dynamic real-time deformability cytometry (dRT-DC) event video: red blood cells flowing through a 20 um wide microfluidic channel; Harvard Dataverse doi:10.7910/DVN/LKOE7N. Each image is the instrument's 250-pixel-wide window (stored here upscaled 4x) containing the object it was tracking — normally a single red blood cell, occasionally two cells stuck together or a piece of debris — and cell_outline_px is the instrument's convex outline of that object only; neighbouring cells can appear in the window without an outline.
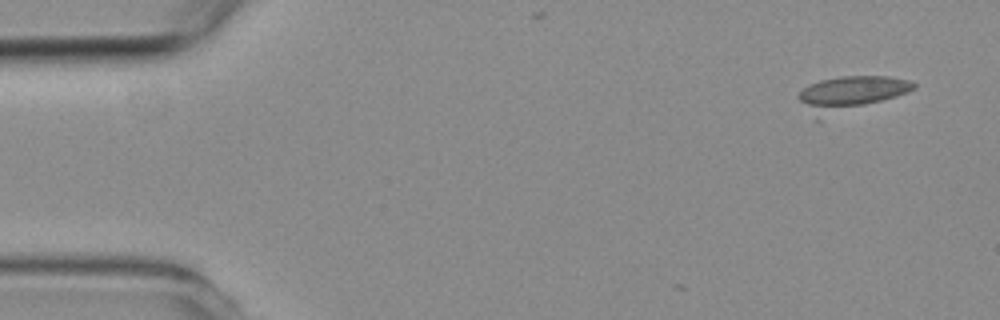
{"species": "common noctule bat (a hibernating species)", "species_latin": "Nyctalus noctula", "temperature_condition": "room temperature", "stored_images_in_passage": 5, "camera_frame_rate_fps": 3000, "um_per_image_px": 0.085, "animal": {"sex": "female", "body_mass_g": 19.3, "forearm_length_mm": 54.1}, "frame": {"image": 1, "passage_image": 1, "time_ms": 0.0, "image_size_px": [1000, 320], "cell_outline_px": [[916, 88], [908, 92], [820, 124], [816, 120], [796, 96], [808, 84], [820, 80], [840, 76], [888, 76], [908, 80], [916, 84]], "centroid_in_image_um": [72.23, 8.04], "position_along_channel_um": 12.8, "area_um2": 24.45}}
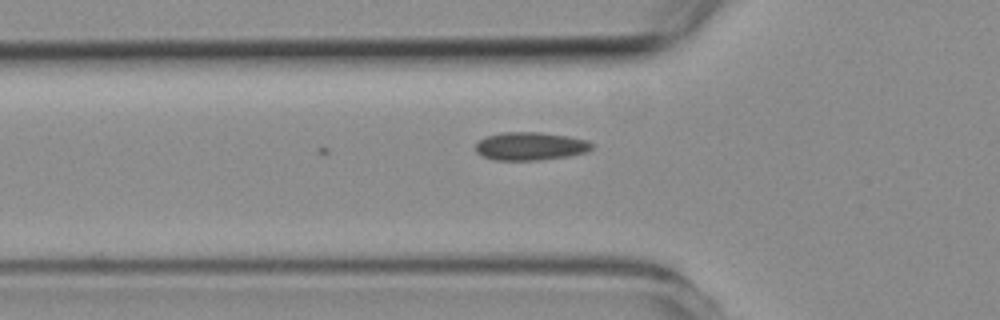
{"frame": {"image": 2, "passage_image": 5, "time_ms": 4.667, "image_size_px": [1000, 320], "cell_outline_px": [[592, 148], [588, 152], [572, 156], [540, 160], [492, 160], [480, 156], [476, 152], [476, 144], [480, 140], [488, 136], [504, 132], [540, 132], [568, 136], [588, 140], [592, 144]], "centroid_in_image_um": [45.1, 12.44], "position_along_channel_um": 80.7, "area_um2": 19.25}}